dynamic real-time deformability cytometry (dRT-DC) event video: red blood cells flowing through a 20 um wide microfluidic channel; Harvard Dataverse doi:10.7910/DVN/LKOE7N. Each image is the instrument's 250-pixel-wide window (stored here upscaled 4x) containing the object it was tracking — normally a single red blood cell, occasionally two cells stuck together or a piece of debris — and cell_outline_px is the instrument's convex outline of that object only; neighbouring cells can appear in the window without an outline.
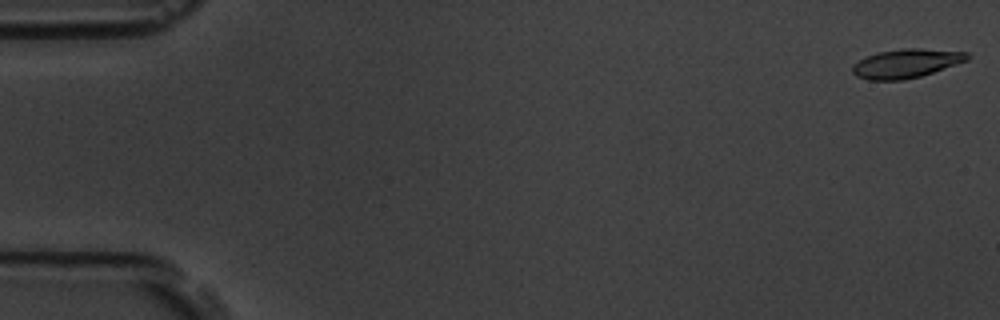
{"species": "common noctule bat (a hibernating species)", "species_latin": "Nyctalus noctula", "temperature_condition": "room temperature", "stored_images_in_passage": 11, "camera_frame_rate_fps": 3000, "um_per_image_px": 0.085, "animal": {"sex": "male", "body_mass_g": 19.5, "forearm_length_mm": 54.6}, "frame": {"image": 1, "passage_image": 1, "time_ms": 0.0, "image_size_px": [1000, 320], "cell_outline_px": [[972, 56], [968, 60], [920, 76], [904, 80], [868, 80], [856, 76], [852, 72], [852, 64], [876, 52], [904, 48], [920, 48], [968, 52]], "centroid_in_image_um": [77.02, 5.38], "position_along_channel_um": 8.0, "area_um2": 19.36}}